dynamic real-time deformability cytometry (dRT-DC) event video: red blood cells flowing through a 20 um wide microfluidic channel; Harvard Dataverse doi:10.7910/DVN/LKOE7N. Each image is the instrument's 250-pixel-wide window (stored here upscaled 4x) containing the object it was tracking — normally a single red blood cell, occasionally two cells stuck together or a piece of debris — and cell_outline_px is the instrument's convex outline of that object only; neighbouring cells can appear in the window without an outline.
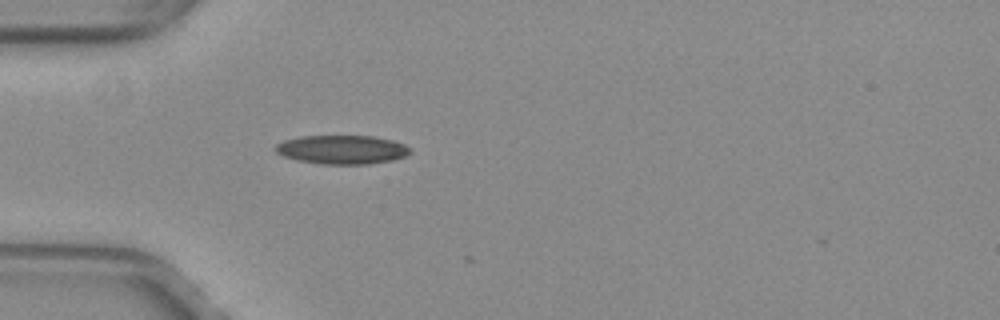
{"species": "common noctule bat (a hibernating species)", "species_latin": "Nyctalus noctula", "temperature_condition": "warm", "stored_images_in_passage": 11, "camera_frame_rate_fps": 3000, "um_per_image_px": 0.085, "animal": {"sex": "female", "body_mass_g": 29.2, "forearm_length_mm": 56.3}, "frame": {"image": 1, "passage_image": 1, "time_ms": 0.0, "image_size_px": [1000, 320], "cell_outline_px": [[412, 152], [404, 156], [392, 160], [368, 164], [320, 164], [300, 160], [284, 156], [276, 152], [272, 148], [276, 144], [284, 140], [300, 136], [372, 136], [392, 140], [404, 144], [412, 148]], "centroid_in_image_um": [29.07, 12.71], "position_along_channel_um": 55.9, "area_um2": 22.66}}
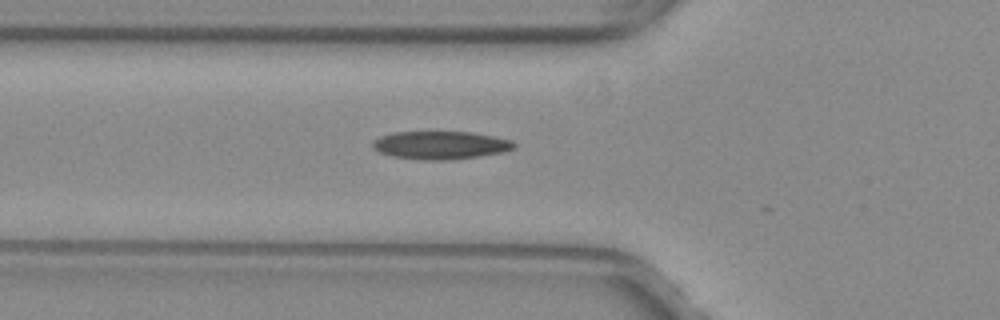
{"frame": {"image": 2, "passage_image": 4, "time_ms": 1.0, "image_size_px": [1000, 320], "cell_outline_px": [[516, 148], [504, 152], [480, 156], [452, 160], [420, 160], [392, 156], [380, 152], [372, 148], [372, 144], [380, 136], [396, 132], [472, 132], [512, 140], [516, 144]], "centroid_in_image_um": [37.48, 12.35], "position_along_channel_um": 88.3, "area_um2": 23.18}}
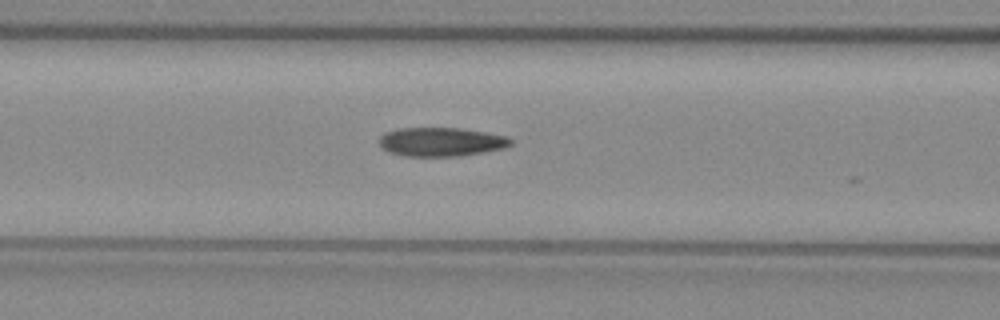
{"frame": {"image": 3, "passage_image": 7, "time_ms": 2.0, "image_size_px": [1000, 320], "cell_outline_px": [[512, 144], [504, 148], [484, 152], [456, 156], [404, 156], [380, 148], [380, 136], [384, 132], [400, 128], [460, 128], [508, 136], [512, 140]], "centroid_in_image_um": [37.49, 12.05], "position_along_channel_um": 129.1, "area_um2": 22.08}}